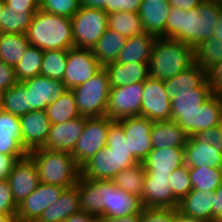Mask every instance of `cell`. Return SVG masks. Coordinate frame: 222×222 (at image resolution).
Returning <instances> with one entry per match:
<instances>
[{
  "label": "cell",
  "instance_id": "cell-1",
  "mask_svg": "<svg viewBox=\"0 0 222 222\" xmlns=\"http://www.w3.org/2000/svg\"><path fill=\"white\" fill-rule=\"evenodd\" d=\"M220 8L215 0H204L188 11L171 7L165 24V38L182 41L195 48L201 41L214 37Z\"/></svg>",
  "mask_w": 222,
  "mask_h": 222
},
{
  "label": "cell",
  "instance_id": "cell-2",
  "mask_svg": "<svg viewBox=\"0 0 222 222\" xmlns=\"http://www.w3.org/2000/svg\"><path fill=\"white\" fill-rule=\"evenodd\" d=\"M137 162L128 151L123 127L114 121L108 130L106 146L80 167V176L92 180H112L121 170Z\"/></svg>",
  "mask_w": 222,
  "mask_h": 222
},
{
  "label": "cell",
  "instance_id": "cell-3",
  "mask_svg": "<svg viewBox=\"0 0 222 222\" xmlns=\"http://www.w3.org/2000/svg\"><path fill=\"white\" fill-rule=\"evenodd\" d=\"M30 45L41 50H68L74 47L71 18L39 9L25 33Z\"/></svg>",
  "mask_w": 222,
  "mask_h": 222
},
{
  "label": "cell",
  "instance_id": "cell-4",
  "mask_svg": "<svg viewBox=\"0 0 222 222\" xmlns=\"http://www.w3.org/2000/svg\"><path fill=\"white\" fill-rule=\"evenodd\" d=\"M195 63L194 47L182 41L157 37L149 62V75L167 80Z\"/></svg>",
  "mask_w": 222,
  "mask_h": 222
},
{
  "label": "cell",
  "instance_id": "cell-5",
  "mask_svg": "<svg viewBox=\"0 0 222 222\" xmlns=\"http://www.w3.org/2000/svg\"><path fill=\"white\" fill-rule=\"evenodd\" d=\"M28 155L36 164L40 182L64 188L77 184L80 167L70 152L40 148Z\"/></svg>",
  "mask_w": 222,
  "mask_h": 222
},
{
  "label": "cell",
  "instance_id": "cell-6",
  "mask_svg": "<svg viewBox=\"0 0 222 222\" xmlns=\"http://www.w3.org/2000/svg\"><path fill=\"white\" fill-rule=\"evenodd\" d=\"M110 89L109 76L104 67L88 81L72 88L80 115L85 117L106 115Z\"/></svg>",
  "mask_w": 222,
  "mask_h": 222
},
{
  "label": "cell",
  "instance_id": "cell-7",
  "mask_svg": "<svg viewBox=\"0 0 222 222\" xmlns=\"http://www.w3.org/2000/svg\"><path fill=\"white\" fill-rule=\"evenodd\" d=\"M71 21L74 47L92 49L108 28V13L80 5Z\"/></svg>",
  "mask_w": 222,
  "mask_h": 222
},
{
  "label": "cell",
  "instance_id": "cell-8",
  "mask_svg": "<svg viewBox=\"0 0 222 222\" xmlns=\"http://www.w3.org/2000/svg\"><path fill=\"white\" fill-rule=\"evenodd\" d=\"M99 217H123L144 208L141 199L117 187L112 180H98Z\"/></svg>",
  "mask_w": 222,
  "mask_h": 222
},
{
  "label": "cell",
  "instance_id": "cell-9",
  "mask_svg": "<svg viewBox=\"0 0 222 222\" xmlns=\"http://www.w3.org/2000/svg\"><path fill=\"white\" fill-rule=\"evenodd\" d=\"M113 122L114 120L106 115L86 117L81 136L71 152L79 167L106 146L108 130Z\"/></svg>",
  "mask_w": 222,
  "mask_h": 222
},
{
  "label": "cell",
  "instance_id": "cell-10",
  "mask_svg": "<svg viewBox=\"0 0 222 222\" xmlns=\"http://www.w3.org/2000/svg\"><path fill=\"white\" fill-rule=\"evenodd\" d=\"M213 95L208 80L192 92L174 93L171 97V120L175 121L188 136L194 135V116L199 106Z\"/></svg>",
  "mask_w": 222,
  "mask_h": 222
},
{
  "label": "cell",
  "instance_id": "cell-11",
  "mask_svg": "<svg viewBox=\"0 0 222 222\" xmlns=\"http://www.w3.org/2000/svg\"><path fill=\"white\" fill-rule=\"evenodd\" d=\"M144 82L111 88L106 116L117 121L126 117L141 116Z\"/></svg>",
  "mask_w": 222,
  "mask_h": 222
},
{
  "label": "cell",
  "instance_id": "cell-12",
  "mask_svg": "<svg viewBox=\"0 0 222 222\" xmlns=\"http://www.w3.org/2000/svg\"><path fill=\"white\" fill-rule=\"evenodd\" d=\"M67 67L62 82L72 89L92 78L103 66L96 60L91 49L70 48L66 58Z\"/></svg>",
  "mask_w": 222,
  "mask_h": 222
},
{
  "label": "cell",
  "instance_id": "cell-13",
  "mask_svg": "<svg viewBox=\"0 0 222 222\" xmlns=\"http://www.w3.org/2000/svg\"><path fill=\"white\" fill-rule=\"evenodd\" d=\"M171 100L163 80L149 76L144 81L141 116L153 122L171 120Z\"/></svg>",
  "mask_w": 222,
  "mask_h": 222
},
{
  "label": "cell",
  "instance_id": "cell-14",
  "mask_svg": "<svg viewBox=\"0 0 222 222\" xmlns=\"http://www.w3.org/2000/svg\"><path fill=\"white\" fill-rule=\"evenodd\" d=\"M117 122L123 127L128 151L139 162H143L153 149L151 142L153 121L143 116H133L119 119Z\"/></svg>",
  "mask_w": 222,
  "mask_h": 222
},
{
  "label": "cell",
  "instance_id": "cell-15",
  "mask_svg": "<svg viewBox=\"0 0 222 222\" xmlns=\"http://www.w3.org/2000/svg\"><path fill=\"white\" fill-rule=\"evenodd\" d=\"M66 188L40 182L36 189L18 205L16 220L36 222L42 212L56 202Z\"/></svg>",
  "mask_w": 222,
  "mask_h": 222
},
{
  "label": "cell",
  "instance_id": "cell-16",
  "mask_svg": "<svg viewBox=\"0 0 222 222\" xmlns=\"http://www.w3.org/2000/svg\"><path fill=\"white\" fill-rule=\"evenodd\" d=\"M26 89L28 106L31 111L46 110V107L57 100L68 89L61 80L38 75L20 82Z\"/></svg>",
  "mask_w": 222,
  "mask_h": 222
},
{
  "label": "cell",
  "instance_id": "cell-17",
  "mask_svg": "<svg viewBox=\"0 0 222 222\" xmlns=\"http://www.w3.org/2000/svg\"><path fill=\"white\" fill-rule=\"evenodd\" d=\"M14 201L18 206L39 185L40 178L33 159L27 155L19 159L13 167L8 179Z\"/></svg>",
  "mask_w": 222,
  "mask_h": 222
},
{
  "label": "cell",
  "instance_id": "cell-18",
  "mask_svg": "<svg viewBox=\"0 0 222 222\" xmlns=\"http://www.w3.org/2000/svg\"><path fill=\"white\" fill-rule=\"evenodd\" d=\"M22 146L27 153L44 148L50 130L46 110L30 111L19 117Z\"/></svg>",
  "mask_w": 222,
  "mask_h": 222
},
{
  "label": "cell",
  "instance_id": "cell-19",
  "mask_svg": "<svg viewBox=\"0 0 222 222\" xmlns=\"http://www.w3.org/2000/svg\"><path fill=\"white\" fill-rule=\"evenodd\" d=\"M170 175H148L145 173L142 194L143 207L178 208L179 201L170 187Z\"/></svg>",
  "mask_w": 222,
  "mask_h": 222
},
{
  "label": "cell",
  "instance_id": "cell-20",
  "mask_svg": "<svg viewBox=\"0 0 222 222\" xmlns=\"http://www.w3.org/2000/svg\"><path fill=\"white\" fill-rule=\"evenodd\" d=\"M85 122V116H78L64 123L52 124L44 148L71 153L81 136Z\"/></svg>",
  "mask_w": 222,
  "mask_h": 222
},
{
  "label": "cell",
  "instance_id": "cell-21",
  "mask_svg": "<svg viewBox=\"0 0 222 222\" xmlns=\"http://www.w3.org/2000/svg\"><path fill=\"white\" fill-rule=\"evenodd\" d=\"M142 164L148 175H170L185 165L184 148H153Z\"/></svg>",
  "mask_w": 222,
  "mask_h": 222
},
{
  "label": "cell",
  "instance_id": "cell-22",
  "mask_svg": "<svg viewBox=\"0 0 222 222\" xmlns=\"http://www.w3.org/2000/svg\"><path fill=\"white\" fill-rule=\"evenodd\" d=\"M0 154L19 156L21 159L28 153L22 146L19 116L0 111Z\"/></svg>",
  "mask_w": 222,
  "mask_h": 222
},
{
  "label": "cell",
  "instance_id": "cell-23",
  "mask_svg": "<svg viewBox=\"0 0 222 222\" xmlns=\"http://www.w3.org/2000/svg\"><path fill=\"white\" fill-rule=\"evenodd\" d=\"M185 165L188 167L206 166L222 168V147L212 146L206 142L196 141L188 137L184 146Z\"/></svg>",
  "mask_w": 222,
  "mask_h": 222
},
{
  "label": "cell",
  "instance_id": "cell-24",
  "mask_svg": "<svg viewBox=\"0 0 222 222\" xmlns=\"http://www.w3.org/2000/svg\"><path fill=\"white\" fill-rule=\"evenodd\" d=\"M170 9L167 0H143L138 13L145 32L165 38V24Z\"/></svg>",
  "mask_w": 222,
  "mask_h": 222
},
{
  "label": "cell",
  "instance_id": "cell-25",
  "mask_svg": "<svg viewBox=\"0 0 222 222\" xmlns=\"http://www.w3.org/2000/svg\"><path fill=\"white\" fill-rule=\"evenodd\" d=\"M104 69L108 73L111 88L144 82L150 76L149 63L121 64L112 62L106 64Z\"/></svg>",
  "mask_w": 222,
  "mask_h": 222
},
{
  "label": "cell",
  "instance_id": "cell-26",
  "mask_svg": "<svg viewBox=\"0 0 222 222\" xmlns=\"http://www.w3.org/2000/svg\"><path fill=\"white\" fill-rule=\"evenodd\" d=\"M80 210V197L75 185L66 188L60 198L45 209L36 222H64Z\"/></svg>",
  "mask_w": 222,
  "mask_h": 222
},
{
  "label": "cell",
  "instance_id": "cell-27",
  "mask_svg": "<svg viewBox=\"0 0 222 222\" xmlns=\"http://www.w3.org/2000/svg\"><path fill=\"white\" fill-rule=\"evenodd\" d=\"M214 191L191 190L178 205V211L185 216L213 222Z\"/></svg>",
  "mask_w": 222,
  "mask_h": 222
},
{
  "label": "cell",
  "instance_id": "cell-28",
  "mask_svg": "<svg viewBox=\"0 0 222 222\" xmlns=\"http://www.w3.org/2000/svg\"><path fill=\"white\" fill-rule=\"evenodd\" d=\"M156 36L145 33L143 35L127 38L124 47L121 49L115 62L127 63H149L151 59L152 46Z\"/></svg>",
  "mask_w": 222,
  "mask_h": 222
},
{
  "label": "cell",
  "instance_id": "cell-29",
  "mask_svg": "<svg viewBox=\"0 0 222 222\" xmlns=\"http://www.w3.org/2000/svg\"><path fill=\"white\" fill-rule=\"evenodd\" d=\"M188 134L173 120L153 122L151 142L153 148H184Z\"/></svg>",
  "mask_w": 222,
  "mask_h": 222
},
{
  "label": "cell",
  "instance_id": "cell-30",
  "mask_svg": "<svg viewBox=\"0 0 222 222\" xmlns=\"http://www.w3.org/2000/svg\"><path fill=\"white\" fill-rule=\"evenodd\" d=\"M207 80V71L195 62L174 77L164 80V85L167 94L171 97L174 93L192 92L193 89L201 87Z\"/></svg>",
  "mask_w": 222,
  "mask_h": 222
},
{
  "label": "cell",
  "instance_id": "cell-31",
  "mask_svg": "<svg viewBox=\"0 0 222 222\" xmlns=\"http://www.w3.org/2000/svg\"><path fill=\"white\" fill-rule=\"evenodd\" d=\"M126 41L127 38L124 35L107 28L91 50L96 60L104 67L106 64L115 62Z\"/></svg>",
  "mask_w": 222,
  "mask_h": 222
},
{
  "label": "cell",
  "instance_id": "cell-32",
  "mask_svg": "<svg viewBox=\"0 0 222 222\" xmlns=\"http://www.w3.org/2000/svg\"><path fill=\"white\" fill-rule=\"evenodd\" d=\"M29 46L26 34L0 33V61L15 67Z\"/></svg>",
  "mask_w": 222,
  "mask_h": 222
},
{
  "label": "cell",
  "instance_id": "cell-33",
  "mask_svg": "<svg viewBox=\"0 0 222 222\" xmlns=\"http://www.w3.org/2000/svg\"><path fill=\"white\" fill-rule=\"evenodd\" d=\"M145 173L142 162H137L117 173L112 181L124 192L137 196L142 200Z\"/></svg>",
  "mask_w": 222,
  "mask_h": 222
},
{
  "label": "cell",
  "instance_id": "cell-34",
  "mask_svg": "<svg viewBox=\"0 0 222 222\" xmlns=\"http://www.w3.org/2000/svg\"><path fill=\"white\" fill-rule=\"evenodd\" d=\"M108 29L126 38L145 34L144 25L138 12H116L108 14Z\"/></svg>",
  "mask_w": 222,
  "mask_h": 222
},
{
  "label": "cell",
  "instance_id": "cell-35",
  "mask_svg": "<svg viewBox=\"0 0 222 222\" xmlns=\"http://www.w3.org/2000/svg\"><path fill=\"white\" fill-rule=\"evenodd\" d=\"M221 113V95L213 94L195 112L194 134L218 126Z\"/></svg>",
  "mask_w": 222,
  "mask_h": 222
},
{
  "label": "cell",
  "instance_id": "cell-36",
  "mask_svg": "<svg viewBox=\"0 0 222 222\" xmlns=\"http://www.w3.org/2000/svg\"><path fill=\"white\" fill-rule=\"evenodd\" d=\"M46 113L51 125L64 123L81 116L77 109L75 96L70 89L63 93L57 100L51 102L46 107Z\"/></svg>",
  "mask_w": 222,
  "mask_h": 222
},
{
  "label": "cell",
  "instance_id": "cell-37",
  "mask_svg": "<svg viewBox=\"0 0 222 222\" xmlns=\"http://www.w3.org/2000/svg\"><path fill=\"white\" fill-rule=\"evenodd\" d=\"M36 12H24V10L8 9L3 5L0 14V33L25 34Z\"/></svg>",
  "mask_w": 222,
  "mask_h": 222
},
{
  "label": "cell",
  "instance_id": "cell-38",
  "mask_svg": "<svg viewBox=\"0 0 222 222\" xmlns=\"http://www.w3.org/2000/svg\"><path fill=\"white\" fill-rule=\"evenodd\" d=\"M192 190L215 191L222 183V168L189 167Z\"/></svg>",
  "mask_w": 222,
  "mask_h": 222
},
{
  "label": "cell",
  "instance_id": "cell-39",
  "mask_svg": "<svg viewBox=\"0 0 222 222\" xmlns=\"http://www.w3.org/2000/svg\"><path fill=\"white\" fill-rule=\"evenodd\" d=\"M0 95L2 111L19 117L31 111V107L28 106L26 89L20 82L15 83Z\"/></svg>",
  "mask_w": 222,
  "mask_h": 222
},
{
  "label": "cell",
  "instance_id": "cell-40",
  "mask_svg": "<svg viewBox=\"0 0 222 222\" xmlns=\"http://www.w3.org/2000/svg\"><path fill=\"white\" fill-rule=\"evenodd\" d=\"M44 51L30 45L20 61L15 65L14 71L18 82L40 75Z\"/></svg>",
  "mask_w": 222,
  "mask_h": 222
},
{
  "label": "cell",
  "instance_id": "cell-41",
  "mask_svg": "<svg viewBox=\"0 0 222 222\" xmlns=\"http://www.w3.org/2000/svg\"><path fill=\"white\" fill-rule=\"evenodd\" d=\"M76 186L79 192L81 211L99 218L98 180L80 176Z\"/></svg>",
  "mask_w": 222,
  "mask_h": 222
},
{
  "label": "cell",
  "instance_id": "cell-42",
  "mask_svg": "<svg viewBox=\"0 0 222 222\" xmlns=\"http://www.w3.org/2000/svg\"><path fill=\"white\" fill-rule=\"evenodd\" d=\"M194 53L195 62L208 71L219 61H222V41L214 37L205 39L194 48Z\"/></svg>",
  "mask_w": 222,
  "mask_h": 222
},
{
  "label": "cell",
  "instance_id": "cell-43",
  "mask_svg": "<svg viewBox=\"0 0 222 222\" xmlns=\"http://www.w3.org/2000/svg\"><path fill=\"white\" fill-rule=\"evenodd\" d=\"M68 50H44L40 75L61 80L67 67Z\"/></svg>",
  "mask_w": 222,
  "mask_h": 222
},
{
  "label": "cell",
  "instance_id": "cell-44",
  "mask_svg": "<svg viewBox=\"0 0 222 222\" xmlns=\"http://www.w3.org/2000/svg\"><path fill=\"white\" fill-rule=\"evenodd\" d=\"M169 181L174 197L179 202L192 190L189 167L186 165L173 170L170 174Z\"/></svg>",
  "mask_w": 222,
  "mask_h": 222
},
{
  "label": "cell",
  "instance_id": "cell-45",
  "mask_svg": "<svg viewBox=\"0 0 222 222\" xmlns=\"http://www.w3.org/2000/svg\"><path fill=\"white\" fill-rule=\"evenodd\" d=\"M80 0H39V8L45 12L72 18L79 10Z\"/></svg>",
  "mask_w": 222,
  "mask_h": 222
},
{
  "label": "cell",
  "instance_id": "cell-46",
  "mask_svg": "<svg viewBox=\"0 0 222 222\" xmlns=\"http://www.w3.org/2000/svg\"><path fill=\"white\" fill-rule=\"evenodd\" d=\"M177 208H149L141 211L140 222H175Z\"/></svg>",
  "mask_w": 222,
  "mask_h": 222
},
{
  "label": "cell",
  "instance_id": "cell-47",
  "mask_svg": "<svg viewBox=\"0 0 222 222\" xmlns=\"http://www.w3.org/2000/svg\"><path fill=\"white\" fill-rule=\"evenodd\" d=\"M17 210L8 181H0V214L11 215L16 219Z\"/></svg>",
  "mask_w": 222,
  "mask_h": 222
},
{
  "label": "cell",
  "instance_id": "cell-48",
  "mask_svg": "<svg viewBox=\"0 0 222 222\" xmlns=\"http://www.w3.org/2000/svg\"><path fill=\"white\" fill-rule=\"evenodd\" d=\"M192 137L196 141L206 142L209 145L222 147V132L218 126L197 132Z\"/></svg>",
  "mask_w": 222,
  "mask_h": 222
},
{
  "label": "cell",
  "instance_id": "cell-49",
  "mask_svg": "<svg viewBox=\"0 0 222 222\" xmlns=\"http://www.w3.org/2000/svg\"><path fill=\"white\" fill-rule=\"evenodd\" d=\"M17 82L14 67L0 61V94Z\"/></svg>",
  "mask_w": 222,
  "mask_h": 222
},
{
  "label": "cell",
  "instance_id": "cell-50",
  "mask_svg": "<svg viewBox=\"0 0 222 222\" xmlns=\"http://www.w3.org/2000/svg\"><path fill=\"white\" fill-rule=\"evenodd\" d=\"M207 77L213 94L222 95V61H219L207 71Z\"/></svg>",
  "mask_w": 222,
  "mask_h": 222
},
{
  "label": "cell",
  "instance_id": "cell-51",
  "mask_svg": "<svg viewBox=\"0 0 222 222\" xmlns=\"http://www.w3.org/2000/svg\"><path fill=\"white\" fill-rule=\"evenodd\" d=\"M143 0H111V13L139 12Z\"/></svg>",
  "mask_w": 222,
  "mask_h": 222
},
{
  "label": "cell",
  "instance_id": "cell-52",
  "mask_svg": "<svg viewBox=\"0 0 222 222\" xmlns=\"http://www.w3.org/2000/svg\"><path fill=\"white\" fill-rule=\"evenodd\" d=\"M4 5L8 9L24 10V12H37L39 0H4Z\"/></svg>",
  "mask_w": 222,
  "mask_h": 222
},
{
  "label": "cell",
  "instance_id": "cell-53",
  "mask_svg": "<svg viewBox=\"0 0 222 222\" xmlns=\"http://www.w3.org/2000/svg\"><path fill=\"white\" fill-rule=\"evenodd\" d=\"M19 156L0 154V181L7 180Z\"/></svg>",
  "mask_w": 222,
  "mask_h": 222
},
{
  "label": "cell",
  "instance_id": "cell-54",
  "mask_svg": "<svg viewBox=\"0 0 222 222\" xmlns=\"http://www.w3.org/2000/svg\"><path fill=\"white\" fill-rule=\"evenodd\" d=\"M213 222H222V183L214 191Z\"/></svg>",
  "mask_w": 222,
  "mask_h": 222
},
{
  "label": "cell",
  "instance_id": "cell-55",
  "mask_svg": "<svg viewBox=\"0 0 222 222\" xmlns=\"http://www.w3.org/2000/svg\"><path fill=\"white\" fill-rule=\"evenodd\" d=\"M80 5L87 8L103 9L106 13H111V0H80Z\"/></svg>",
  "mask_w": 222,
  "mask_h": 222
},
{
  "label": "cell",
  "instance_id": "cell-56",
  "mask_svg": "<svg viewBox=\"0 0 222 222\" xmlns=\"http://www.w3.org/2000/svg\"><path fill=\"white\" fill-rule=\"evenodd\" d=\"M141 212L123 216V217H111V216H100L97 218V222H140Z\"/></svg>",
  "mask_w": 222,
  "mask_h": 222
},
{
  "label": "cell",
  "instance_id": "cell-57",
  "mask_svg": "<svg viewBox=\"0 0 222 222\" xmlns=\"http://www.w3.org/2000/svg\"><path fill=\"white\" fill-rule=\"evenodd\" d=\"M167 1L171 5V7L188 11L198 7L204 0H167Z\"/></svg>",
  "mask_w": 222,
  "mask_h": 222
},
{
  "label": "cell",
  "instance_id": "cell-58",
  "mask_svg": "<svg viewBox=\"0 0 222 222\" xmlns=\"http://www.w3.org/2000/svg\"><path fill=\"white\" fill-rule=\"evenodd\" d=\"M64 222H97V218L80 210L68 217Z\"/></svg>",
  "mask_w": 222,
  "mask_h": 222
},
{
  "label": "cell",
  "instance_id": "cell-59",
  "mask_svg": "<svg viewBox=\"0 0 222 222\" xmlns=\"http://www.w3.org/2000/svg\"><path fill=\"white\" fill-rule=\"evenodd\" d=\"M175 222H208V221H205V220H202V219H196L194 217L185 216L182 213H180L178 211V208H177V214H176Z\"/></svg>",
  "mask_w": 222,
  "mask_h": 222
},
{
  "label": "cell",
  "instance_id": "cell-60",
  "mask_svg": "<svg viewBox=\"0 0 222 222\" xmlns=\"http://www.w3.org/2000/svg\"><path fill=\"white\" fill-rule=\"evenodd\" d=\"M215 33H214V38L217 40L222 41V6L220 8V12H219V20H218V24L215 27Z\"/></svg>",
  "mask_w": 222,
  "mask_h": 222
},
{
  "label": "cell",
  "instance_id": "cell-61",
  "mask_svg": "<svg viewBox=\"0 0 222 222\" xmlns=\"http://www.w3.org/2000/svg\"><path fill=\"white\" fill-rule=\"evenodd\" d=\"M15 218L11 215L0 214V222H13Z\"/></svg>",
  "mask_w": 222,
  "mask_h": 222
},
{
  "label": "cell",
  "instance_id": "cell-62",
  "mask_svg": "<svg viewBox=\"0 0 222 222\" xmlns=\"http://www.w3.org/2000/svg\"><path fill=\"white\" fill-rule=\"evenodd\" d=\"M218 128L221 130L222 132V113L220 115V119H219V122H218Z\"/></svg>",
  "mask_w": 222,
  "mask_h": 222
},
{
  "label": "cell",
  "instance_id": "cell-63",
  "mask_svg": "<svg viewBox=\"0 0 222 222\" xmlns=\"http://www.w3.org/2000/svg\"><path fill=\"white\" fill-rule=\"evenodd\" d=\"M3 5H4V0H0V14H1V10H2Z\"/></svg>",
  "mask_w": 222,
  "mask_h": 222
},
{
  "label": "cell",
  "instance_id": "cell-64",
  "mask_svg": "<svg viewBox=\"0 0 222 222\" xmlns=\"http://www.w3.org/2000/svg\"><path fill=\"white\" fill-rule=\"evenodd\" d=\"M2 110V103H1V97H0V111Z\"/></svg>",
  "mask_w": 222,
  "mask_h": 222
}]
</instances>
